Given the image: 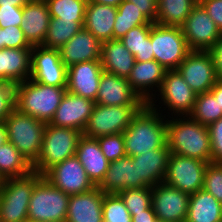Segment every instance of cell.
<instances>
[{"label": "cell", "instance_id": "6da1fadb", "mask_svg": "<svg viewBox=\"0 0 222 222\" xmlns=\"http://www.w3.org/2000/svg\"><path fill=\"white\" fill-rule=\"evenodd\" d=\"M166 115L148 103L138 110L123 132L126 156L133 157L149 150L168 147Z\"/></svg>", "mask_w": 222, "mask_h": 222}, {"label": "cell", "instance_id": "7a4b0ae2", "mask_svg": "<svg viewBox=\"0 0 222 222\" xmlns=\"http://www.w3.org/2000/svg\"><path fill=\"white\" fill-rule=\"evenodd\" d=\"M167 145L172 154L211 163L209 128L190 116L167 118Z\"/></svg>", "mask_w": 222, "mask_h": 222}, {"label": "cell", "instance_id": "3957f363", "mask_svg": "<svg viewBox=\"0 0 222 222\" xmlns=\"http://www.w3.org/2000/svg\"><path fill=\"white\" fill-rule=\"evenodd\" d=\"M66 87H54L31 79L15 85V108L45 123H50Z\"/></svg>", "mask_w": 222, "mask_h": 222}, {"label": "cell", "instance_id": "277c9868", "mask_svg": "<svg viewBox=\"0 0 222 222\" xmlns=\"http://www.w3.org/2000/svg\"><path fill=\"white\" fill-rule=\"evenodd\" d=\"M43 175L32 171L22 176L4 179L0 189V222L28 221V206L32 191Z\"/></svg>", "mask_w": 222, "mask_h": 222}, {"label": "cell", "instance_id": "5b68a950", "mask_svg": "<svg viewBox=\"0 0 222 222\" xmlns=\"http://www.w3.org/2000/svg\"><path fill=\"white\" fill-rule=\"evenodd\" d=\"M8 141L33 165L41 153L46 123L14 108L4 120Z\"/></svg>", "mask_w": 222, "mask_h": 222}, {"label": "cell", "instance_id": "8992f818", "mask_svg": "<svg viewBox=\"0 0 222 222\" xmlns=\"http://www.w3.org/2000/svg\"><path fill=\"white\" fill-rule=\"evenodd\" d=\"M82 135L83 133L76 129L57 127L46 123L41 153L32 165L33 171L43 175L55 164L75 156Z\"/></svg>", "mask_w": 222, "mask_h": 222}, {"label": "cell", "instance_id": "52a82bcc", "mask_svg": "<svg viewBox=\"0 0 222 222\" xmlns=\"http://www.w3.org/2000/svg\"><path fill=\"white\" fill-rule=\"evenodd\" d=\"M70 195L57 189L45 177L34 186L28 206V220L65 222Z\"/></svg>", "mask_w": 222, "mask_h": 222}, {"label": "cell", "instance_id": "ba28073f", "mask_svg": "<svg viewBox=\"0 0 222 222\" xmlns=\"http://www.w3.org/2000/svg\"><path fill=\"white\" fill-rule=\"evenodd\" d=\"M158 92L156 94L157 96L148 104L161 113L166 109L170 111L171 114L167 112L169 116L167 115L166 117L170 118L171 115L172 117L189 116L193 111L197 94L191 89L177 70L166 71ZM156 97H158L157 100H155ZM158 99L159 103L157 102ZM155 103L161 105H156ZM162 106H164L163 110H161Z\"/></svg>", "mask_w": 222, "mask_h": 222}, {"label": "cell", "instance_id": "9c48e42d", "mask_svg": "<svg viewBox=\"0 0 222 222\" xmlns=\"http://www.w3.org/2000/svg\"><path fill=\"white\" fill-rule=\"evenodd\" d=\"M150 38L154 60L167 70H176L190 52L181 27L153 23Z\"/></svg>", "mask_w": 222, "mask_h": 222}, {"label": "cell", "instance_id": "30bf717a", "mask_svg": "<svg viewBox=\"0 0 222 222\" xmlns=\"http://www.w3.org/2000/svg\"><path fill=\"white\" fill-rule=\"evenodd\" d=\"M144 105L105 106L96 104L83 131L91 138L123 133L130 125L132 117Z\"/></svg>", "mask_w": 222, "mask_h": 222}, {"label": "cell", "instance_id": "8fae6325", "mask_svg": "<svg viewBox=\"0 0 222 222\" xmlns=\"http://www.w3.org/2000/svg\"><path fill=\"white\" fill-rule=\"evenodd\" d=\"M207 165L202 160L171 153L164 182L188 194L196 193L203 189Z\"/></svg>", "mask_w": 222, "mask_h": 222}, {"label": "cell", "instance_id": "7c38bea8", "mask_svg": "<svg viewBox=\"0 0 222 222\" xmlns=\"http://www.w3.org/2000/svg\"><path fill=\"white\" fill-rule=\"evenodd\" d=\"M181 28L190 51H209L222 34L199 2Z\"/></svg>", "mask_w": 222, "mask_h": 222}, {"label": "cell", "instance_id": "4fadbf2b", "mask_svg": "<svg viewBox=\"0 0 222 222\" xmlns=\"http://www.w3.org/2000/svg\"><path fill=\"white\" fill-rule=\"evenodd\" d=\"M30 79L48 86L66 87L67 67L58 49L32 47Z\"/></svg>", "mask_w": 222, "mask_h": 222}, {"label": "cell", "instance_id": "5bb4252c", "mask_svg": "<svg viewBox=\"0 0 222 222\" xmlns=\"http://www.w3.org/2000/svg\"><path fill=\"white\" fill-rule=\"evenodd\" d=\"M43 177L68 195L86 193L96 187L76 156L55 164L43 174Z\"/></svg>", "mask_w": 222, "mask_h": 222}, {"label": "cell", "instance_id": "9a60e30c", "mask_svg": "<svg viewBox=\"0 0 222 222\" xmlns=\"http://www.w3.org/2000/svg\"><path fill=\"white\" fill-rule=\"evenodd\" d=\"M176 70L197 95L209 92L218 80L209 51H190Z\"/></svg>", "mask_w": 222, "mask_h": 222}, {"label": "cell", "instance_id": "2e32d148", "mask_svg": "<svg viewBox=\"0 0 222 222\" xmlns=\"http://www.w3.org/2000/svg\"><path fill=\"white\" fill-rule=\"evenodd\" d=\"M190 194L161 182L152 187V207L163 222H185Z\"/></svg>", "mask_w": 222, "mask_h": 222}, {"label": "cell", "instance_id": "e0dca14e", "mask_svg": "<svg viewBox=\"0 0 222 222\" xmlns=\"http://www.w3.org/2000/svg\"><path fill=\"white\" fill-rule=\"evenodd\" d=\"M97 187L105 194H115L125 189L148 186L139 177L137 160L125 156L109 163L108 170Z\"/></svg>", "mask_w": 222, "mask_h": 222}, {"label": "cell", "instance_id": "ac0fdd59", "mask_svg": "<svg viewBox=\"0 0 222 222\" xmlns=\"http://www.w3.org/2000/svg\"><path fill=\"white\" fill-rule=\"evenodd\" d=\"M102 72L100 60L73 64L67 68L66 90L95 102Z\"/></svg>", "mask_w": 222, "mask_h": 222}, {"label": "cell", "instance_id": "d6986e66", "mask_svg": "<svg viewBox=\"0 0 222 222\" xmlns=\"http://www.w3.org/2000/svg\"><path fill=\"white\" fill-rule=\"evenodd\" d=\"M94 105L93 100L66 91L50 124L73 128L83 133Z\"/></svg>", "mask_w": 222, "mask_h": 222}, {"label": "cell", "instance_id": "ffe728a7", "mask_svg": "<svg viewBox=\"0 0 222 222\" xmlns=\"http://www.w3.org/2000/svg\"><path fill=\"white\" fill-rule=\"evenodd\" d=\"M96 104L105 106L145 105L126 78L102 72Z\"/></svg>", "mask_w": 222, "mask_h": 222}, {"label": "cell", "instance_id": "44dd1931", "mask_svg": "<svg viewBox=\"0 0 222 222\" xmlns=\"http://www.w3.org/2000/svg\"><path fill=\"white\" fill-rule=\"evenodd\" d=\"M166 71L156 60L136 61L127 80L139 97L149 103L159 91Z\"/></svg>", "mask_w": 222, "mask_h": 222}, {"label": "cell", "instance_id": "7402d4cb", "mask_svg": "<svg viewBox=\"0 0 222 222\" xmlns=\"http://www.w3.org/2000/svg\"><path fill=\"white\" fill-rule=\"evenodd\" d=\"M102 43L85 28L81 29L59 50L64 65L100 60Z\"/></svg>", "mask_w": 222, "mask_h": 222}, {"label": "cell", "instance_id": "603a6c76", "mask_svg": "<svg viewBox=\"0 0 222 222\" xmlns=\"http://www.w3.org/2000/svg\"><path fill=\"white\" fill-rule=\"evenodd\" d=\"M104 193L96 186L91 191L70 195L65 222H103Z\"/></svg>", "mask_w": 222, "mask_h": 222}, {"label": "cell", "instance_id": "cb8c5ba5", "mask_svg": "<svg viewBox=\"0 0 222 222\" xmlns=\"http://www.w3.org/2000/svg\"><path fill=\"white\" fill-rule=\"evenodd\" d=\"M22 29L25 38L32 46H41L46 38L50 13L44 0H31L23 7Z\"/></svg>", "mask_w": 222, "mask_h": 222}, {"label": "cell", "instance_id": "d4e9b609", "mask_svg": "<svg viewBox=\"0 0 222 222\" xmlns=\"http://www.w3.org/2000/svg\"><path fill=\"white\" fill-rule=\"evenodd\" d=\"M32 48L0 50V80L14 86L30 79Z\"/></svg>", "mask_w": 222, "mask_h": 222}, {"label": "cell", "instance_id": "484cf974", "mask_svg": "<svg viewBox=\"0 0 222 222\" xmlns=\"http://www.w3.org/2000/svg\"><path fill=\"white\" fill-rule=\"evenodd\" d=\"M75 156L84 167L88 178L97 186L104 178L110 163L104 156L98 140L82 135Z\"/></svg>", "mask_w": 222, "mask_h": 222}, {"label": "cell", "instance_id": "4316f807", "mask_svg": "<svg viewBox=\"0 0 222 222\" xmlns=\"http://www.w3.org/2000/svg\"><path fill=\"white\" fill-rule=\"evenodd\" d=\"M170 154L168 147H162L132 157L137 160L139 177L148 187L164 182Z\"/></svg>", "mask_w": 222, "mask_h": 222}, {"label": "cell", "instance_id": "83f0119b", "mask_svg": "<svg viewBox=\"0 0 222 222\" xmlns=\"http://www.w3.org/2000/svg\"><path fill=\"white\" fill-rule=\"evenodd\" d=\"M117 7L97 3H87L83 28L101 43L113 40V27Z\"/></svg>", "mask_w": 222, "mask_h": 222}, {"label": "cell", "instance_id": "f1b7e54d", "mask_svg": "<svg viewBox=\"0 0 222 222\" xmlns=\"http://www.w3.org/2000/svg\"><path fill=\"white\" fill-rule=\"evenodd\" d=\"M100 62L104 72L127 79L136 60L120 40H110L102 42Z\"/></svg>", "mask_w": 222, "mask_h": 222}, {"label": "cell", "instance_id": "f546056e", "mask_svg": "<svg viewBox=\"0 0 222 222\" xmlns=\"http://www.w3.org/2000/svg\"><path fill=\"white\" fill-rule=\"evenodd\" d=\"M185 222H222V203L204 189L190 194Z\"/></svg>", "mask_w": 222, "mask_h": 222}, {"label": "cell", "instance_id": "4dcf8cb0", "mask_svg": "<svg viewBox=\"0 0 222 222\" xmlns=\"http://www.w3.org/2000/svg\"><path fill=\"white\" fill-rule=\"evenodd\" d=\"M198 0H157L156 23L181 27Z\"/></svg>", "mask_w": 222, "mask_h": 222}, {"label": "cell", "instance_id": "1f68e13d", "mask_svg": "<svg viewBox=\"0 0 222 222\" xmlns=\"http://www.w3.org/2000/svg\"><path fill=\"white\" fill-rule=\"evenodd\" d=\"M151 25L145 24L134 27L120 40L138 62L154 60L153 45L150 38Z\"/></svg>", "mask_w": 222, "mask_h": 222}, {"label": "cell", "instance_id": "d6a6232c", "mask_svg": "<svg viewBox=\"0 0 222 222\" xmlns=\"http://www.w3.org/2000/svg\"><path fill=\"white\" fill-rule=\"evenodd\" d=\"M33 171L32 165L9 141L0 146V177H22Z\"/></svg>", "mask_w": 222, "mask_h": 222}, {"label": "cell", "instance_id": "836d02e7", "mask_svg": "<svg viewBox=\"0 0 222 222\" xmlns=\"http://www.w3.org/2000/svg\"><path fill=\"white\" fill-rule=\"evenodd\" d=\"M153 24L132 2L124 0L117 7L113 40H121L127 32L139 25Z\"/></svg>", "mask_w": 222, "mask_h": 222}, {"label": "cell", "instance_id": "e575fe53", "mask_svg": "<svg viewBox=\"0 0 222 222\" xmlns=\"http://www.w3.org/2000/svg\"><path fill=\"white\" fill-rule=\"evenodd\" d=\"M84 22H75L51 18L46 38L41 46L60 49L66 42L83 29Z\"/></svg>", "mask_w": 222, "mask_h": 222}, {"label": "cell", "instance_id": "d590c367", "mask_svg": "<svg viewBox=\"0 0 222 222\" xmlns=\"http://www.w3.org/2000/svg\"><path fill=\"white\" fill-rule=\"evenodd\" d=\"M51 18L84 22L88 0H44Z\"/></svg>", "mask_w": 222, "mask_h": 222}, {"label": "cell", "instance_id": "8d00e7d4", "mask_svg": "<svg viewBox=\"0 0 222 222\" xmlns=\"http://www.w3.org/2000/svg\"><path fill=\"white\" fill-rule=\"evenodd\" d=\"M189 116L196 122L209 126L222 117V109H220L218 99H215L210 92H205L196 96L193 111Z\"/></svg>", "mask_w": 222, "mask_h": 222}, {"label": "cell", "instance_id": "74e56055", "mask_svg": "<svg viewBox=\"0 0 222 222\" xmlns=\"http://www.w3.org/2000/svg\"><path fill=\"white\" fill-rule=\"evenodd\" d=\"M131 216L152 206V188L125 189L118 193Z\"/></svg>", "mask_w": 222, "mask_h": 222}, {"label": "cell", "instance_id": "f35d334b", "mask_svg": "<svg viewBox=\"0 0 222 222\" xmlns=\"http://www.w3.org/2000/svg\"><path fill=\"white\" fill-rule=\"evenodd\" d=\"M102 216L103 222H132L131 215L118 193H104Z\"/></svg>", "mask_w": 222, "mask_h": 222}, {"label": "cell", "instance_id": "ab89813d", "mask_svg": "<svg viewBox=\"0 0 222 222\" xmlns=\"http://www.w3.org/2000/svg\"><path fill=\"white\" fill-rule=\"evenodd\" d=\"M101 150L109 162L126 156L123 133L97 138Z\"/></svg>", "mask_w": 222, "mask_h": 222}, {"label": "cell", "instance_id": "60d3db41", "mask_svg": "<svg viewBox=\"0 0 222 222\" xmlns=\"http://www.w3.org/2000/svg\"><path fill=\"white\" fill-rule=\"evenodd\" d=\"M203 189L222 203V163H208Z\"/></svg>", "mask_w": 222, "mask_h": 222}, {"label": "cell", "instance_id": "b9f144b4", "mask_svg": "<svg viewBox=\"0 0 222 222\" xmlns=\"http://www.w3.org/2000/svg\"><path fill=\"white\" fill-rule=\"evenodd\" d=\"M20 27L10 26L3 28L2 49L32 48Z\"/></svg>", "mask_w": 222, "mask_h": 222}, {"label": "cell", "instance_id": "7bdbcfd3", "mask_svg": "<svg viewBox=\"0 0 222 222\" xmlns=\"http://www.w3.org/2000/svg\"><path fill=\"white\" fill-rule=\"evenodd\" d=\"M15 108V86L0 80V122L4 121Z\"/></svg>", "mask_w": 222, "mask_h": 222}, {"label": "cell", "instance_id": "ee69618b", "mask_svg": "<svg viewBox=\"0 0 222 222\" xmlns=\"http://www.w3.org/2000/svg\"><path fill=\"white\" fill-rule=\"evenodd\" d=\"M211 162L222 163V117L209 126Z\"/></svg>", "mask_w": 222, "mask_h": 222}, {"label": "cell", "instance_id": "f6af8a7d", "mask_svg": "<svg viewBox=\"0 0 222 222\" xmlns=\"http://www.w3.org/2000/svg\"><path fill=\"white\" fill-rule=\"evenodd\" d=\"M23 7L0 6V27H20L22 22Z\"/></svg>", "mask_w": 222, "mask_h": 222}, {"label": "cell", "instance_id": "bcb514c9", "mask_svg": "<svg viewBox=\"0 0 222 222\" xmlns=\"http://www.w3.org/2000/svg\"><path fill=\"white\" fill-rule=\"evenodd\" d=\"M222 32V0H198Z\"/></svg>", "mask_w": 222, "mask_h": 222}, {"label": "cell", "instance_id": "7dc6e473", "mask_svg": "<svg viewBox=\"0 0 222 222\" xmlns=\"http://www.w3.org/2000/svg\"><path fill=\"white\" fill-rule=\"evenodd\" d=\"M137 6L152 23H156L157 0H127Z\"/></svg>", "mask_w": 222, "mask_h": 222}, {"label": "cell", "instance_id": "c3c4849f", "mask_svg": "<svg viewBox=\"0 0 222 222\" xmlns=\"http://www.w3.org/2000/svg\"><path fill=\"white\" fill-rule=\"evenodd\" d=\"M218 80H222V34L214 46L209 50Z\"/></svg>", "mask_w": 222, "mask_h": 222}, {"label": "cell", "instance_id": "681fc988", "mask_svg": "<svg viewBox=\"0 0 222 222\" xmlns=\"http://www.w3.org/2000/svg\"><path fill=\"white\" fill-rule=\"evenodd\" d=\"M131 218L132 222H163L157 219L152 206L149 207L147 210L136 213L134 216H131Z\"/></svg>", "mask_w": 222, "mask_h": 222}, {"label": "cell", "instance_id": "f907efd6", "mask_svg": "<svg viewBox=\"0 0 222 222\" xmlns=\"http://www.w3.org/2000/svg\"><path fill=\"white\" fill-rule=\"evenodd\" d=\"M209 92L215 97V99H218V104L220 109H222V80H217Z\"/></svg>", "mask_w": 222, "mask_h": 222}, {"label": "cell", "instance_id": "816d5d0a", "mask_svg": "<svg viewBox=\"0 0 222 222\" xmlns=\"http://www.w3.org/2000/svg\"><path fill=\"white\" fill-rule=\"evenodd\" d=\"M31 0H0V6L24 7Z\"/></svg>", "mask_w": 222, "mask_h": 222}, {"label": "cell", "instance_id": "f5cc1de1", "mask_svg": "<svg viewBox=\"0 0 222 222\" xmlns=\"http://www.w3.org/2000/svg\"><path fill=\"white\" fill-rule=\"evenodd\" d=\"M124 0H88V3H97L102 5H111L118 7Z\"/></svg>", "mask_w": 222, "mask_h": 222}, {"label": "cell", "instance_id": "db71d44e", "mask_svg": "<svg viewBox=\"0 0 222 222\" xmlns=\"http://www.w3.org/2000/svg\"><path fill=\"white\" fill-rule=\"evenodd\" d=\"M8 141L7 129L4 121L0 122V146Z\"/></svg>", "mask_w": 222, "mask_h": 222}, {"label": "cell", "instance_id": "11a10c76", "mask_svg": "<svg viewBox=\"0 0 222 222\" xmlns=\"http://www.w3.org/2000/svg\"><path fill=\"white\" fill-rule=\"evenodd\" d=\"M2 32L3 28L0 27V50L2 49Z\"/></svg>", "mask_w": 222, "mask_h": 222}, {"label": "cell", "instance_id": "9f6ffc18", "mask_svg": "<svg viewBox=\"0 0 222 222\" xmlns=\"http://www.w3.org/2000/svg\"><path fill=\"white\" fill-rule=\"evenodd\" d=\"M2 181L3 179L0 177V189H1Z\"/></svg>", "mask_w": 222, "mask_h": 222}]
</instances>
